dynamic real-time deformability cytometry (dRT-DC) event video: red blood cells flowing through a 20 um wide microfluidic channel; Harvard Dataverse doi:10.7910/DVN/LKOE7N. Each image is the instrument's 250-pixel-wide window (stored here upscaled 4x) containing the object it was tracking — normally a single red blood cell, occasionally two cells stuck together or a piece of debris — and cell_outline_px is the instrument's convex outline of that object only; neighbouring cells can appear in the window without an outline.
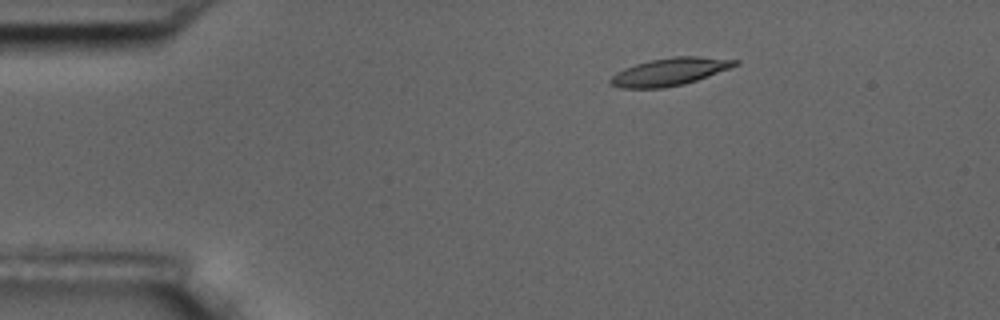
{"species": "common noctule bat (a hibernating species)", "species_latin": "Nyctalus noctula", "temperature_condition": "room temperature", "stored_images_in_passage": 5, "camera_frame_rate_fps": 3000, "um_per_image_px": 0.085, "animal": {"sex": "male", "body_mass_g": 17.5, "forearm_length_mm": 52.3}, "frame": {"image": 1, "passage_image": 3, "time_ms": 2.333, "image_size_px": [1000, 320], "cell_outline_px": [[740, 64], [708, 76], [684, 84], [664, 88], [620, 88], [608, 84], [608, 80], [616, 72], [624, 68], [636, 64], [652, 60], [676, 56], [700, 56], [740, 60]], "centroid_in_image_um": [56.91, 6.1], "position_along_channel_um": 28.1, "area_um2": 20.06}}